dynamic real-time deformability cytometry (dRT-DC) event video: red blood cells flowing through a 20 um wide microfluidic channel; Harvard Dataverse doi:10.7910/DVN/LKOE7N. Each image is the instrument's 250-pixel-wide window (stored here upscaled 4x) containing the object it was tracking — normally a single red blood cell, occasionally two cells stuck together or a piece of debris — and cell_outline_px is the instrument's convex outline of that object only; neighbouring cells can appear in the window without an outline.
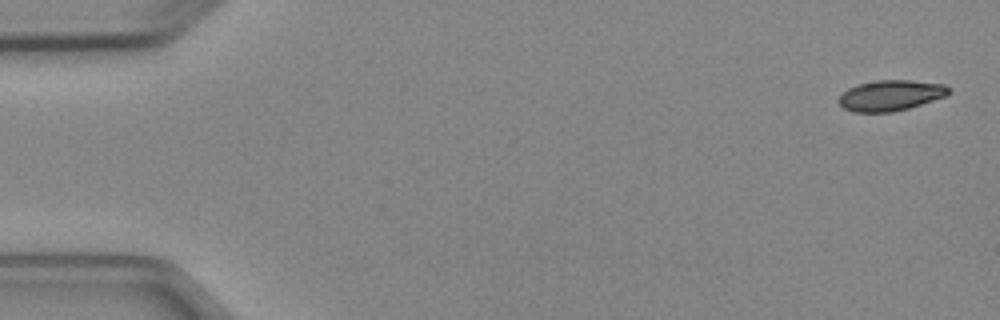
{"species": "Egyptian fruit bat (a non-hibernating species)", "species_latin": "Rousettus aegyptiacus", "temperature_condition": "cold", "stored_images_in_passage": 5, "camera_frame_rate_fps": 3000, "um_per_image_px": 0.085, "animal": {"sex": "female"}, "frame": {"image": 1, "passage_image": 1, "time_ms": 0.0, "image_size_px": [1000, 320], "cell_outline_px": [[948, 92], [944, 96], [908, 108], [892, 112], [852, 112], [844, 108], [836, 100], [848, 88], [860, 84], [876, 80], [908, 80], [944, 84], [948, 88]], "centroid_in_image_um": [75.64, 8.11], "position_along_channel_um": 9.4, "area_um2": 19.31}}
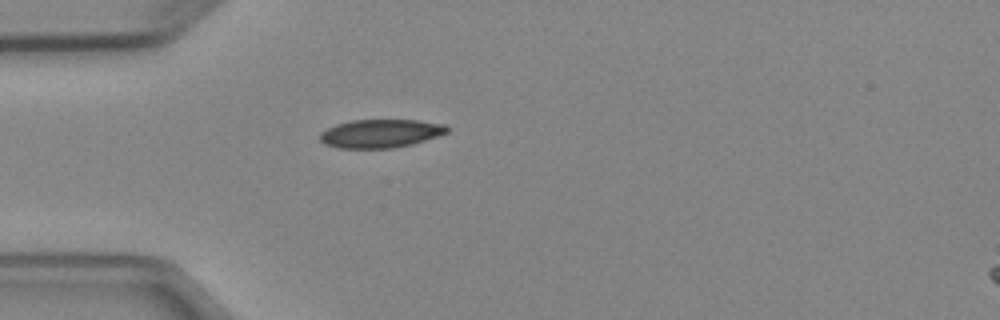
{"frame": {"image": 2, "passage_image": 4, "time_ms": 4.333, "image_size_px": [1000, 320], "cell_outline_px": [[452, 128], [448, 132], [440, 136], [412, 144], [392, 148], [340, 148], [324, 144], [320, 140], [320, 132], [336, 124], [352, 120], [416, 120], [444, 124]], "centroid_in_image_um": [32.38, 11.34], "position_along_channel_um": 52.6, "area_um2": 21.15}}